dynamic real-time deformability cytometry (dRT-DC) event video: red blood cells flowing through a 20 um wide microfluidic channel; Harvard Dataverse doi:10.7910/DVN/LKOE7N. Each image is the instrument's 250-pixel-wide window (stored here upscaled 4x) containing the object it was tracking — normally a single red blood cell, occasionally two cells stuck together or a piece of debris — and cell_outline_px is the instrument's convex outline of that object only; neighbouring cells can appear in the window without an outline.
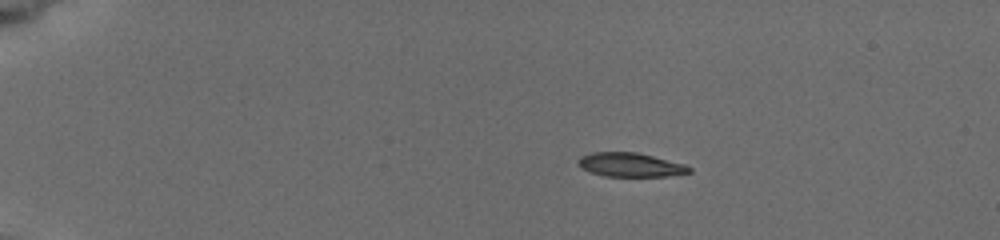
{"species": "common noctule bat (a hibernating species)", "species_latin": "Nyctalus noctula", "temperature_condition": "cold", "stored_images_in_passage": 8, "camera_frame_rate_fps": 3000, "um_per_image_px": 0.085, "animal": {"sex": "female", "body_mass_g": 19.5, "forearm_length_mm": 54.1}, "frame": {"image": 1, "passage_image": 4, "time_ms": 2.667, "image_size_px": [1000, 240], "cell_outline_px": [[692, 172], [668, 176], [604, 176], [580, 168], [576, 164], [576, 160], [580, 156], [592, 152], [636, 152], [684, 164], [692, 168]], "centroid_in_image_um": [53.53, 14.0], "position_along_channel_um": 31.5, "area_um2": 15.55}}
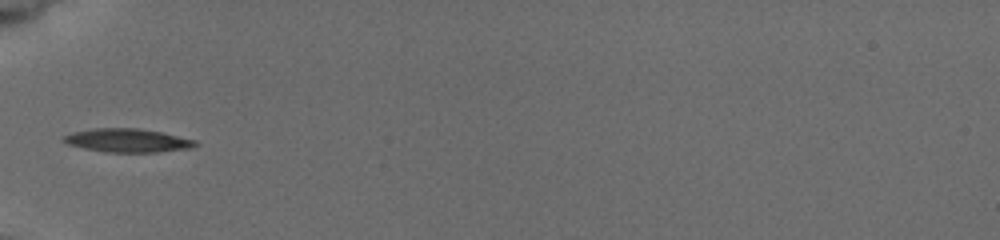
{"frame": {"image": 2, "passage_image": 8, "time_ms": 6.0, "image_size_px": [1000, 240], "cell_outline_px": [[200, 144], [192, 148], [156, 152], [104, 152], [84, 148], [68, 144], [64, 140], [64, 136], [76, 132], [96, 128], [136, 128], [160, 132], [196, 140]], "centroid_in_image_um": [10.91, 11.95], "position_along_channel_um": 74.1, "area_um2": 17.8}}